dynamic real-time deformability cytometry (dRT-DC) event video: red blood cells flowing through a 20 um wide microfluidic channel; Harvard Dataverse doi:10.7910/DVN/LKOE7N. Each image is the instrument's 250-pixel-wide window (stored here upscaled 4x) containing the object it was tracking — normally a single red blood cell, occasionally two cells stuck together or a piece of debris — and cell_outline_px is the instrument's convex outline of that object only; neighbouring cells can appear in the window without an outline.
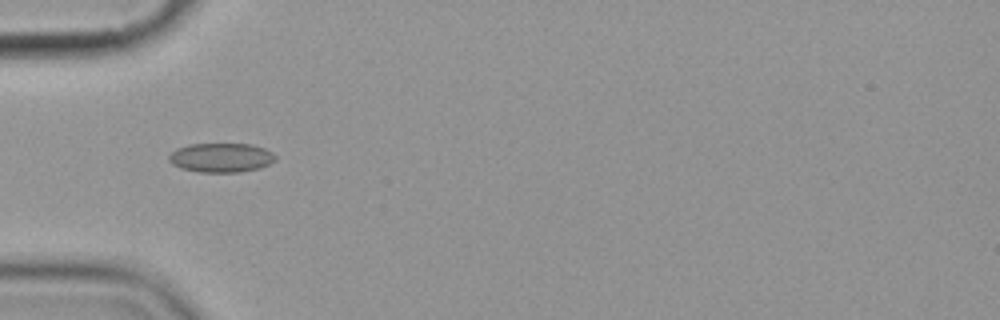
{"species": "common noctule bat (a hibernating species)", "species_latin": "Nyctalus noctula", "temperature_condition": "cold", "stored_images_in_passage": 11, "camera_frame_rate_fps": 3000, "um_per_image_px": 0.085, "animal": {"sex": "female", "body_mass_g": 19.9}, "frame": {"image": 1, "passage_image": 5, "time_ms": 5.667, "image_size_px": [1000, 320], "cell_outline_px": [[276, 160], [260, 168], [240, 172], [200, 172], [180, 168], [172, 164], [168, 160], [168, 156], [176, 148], [188, 144], [252, 144], [264, 148], [272, 152], [276, 156]], "centroid_in_image_um": [18.78, 13.4], "position_along_channel_um": 66.2, "area_um2": 18.26}}
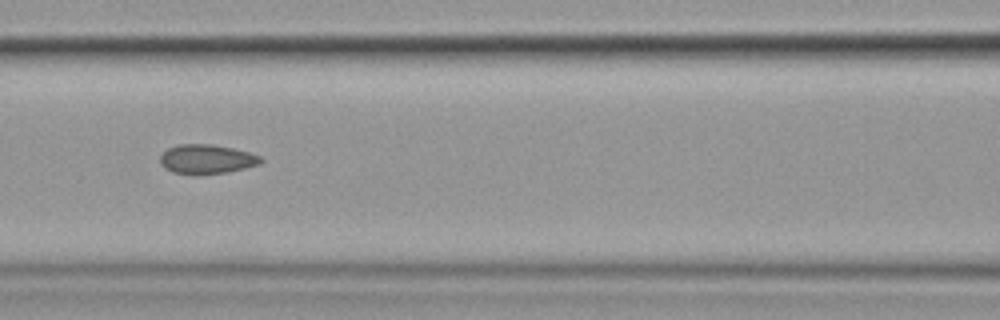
{"frame": {"image": 2, "passage_image": 7, "time_ms": 8.0, "image_size_px": [1000, 320], "cell_outline_px": [[264, 160], [260, 164], [228, 172], [196, 176], [192, 176], [172, 172], [164, 168], [160, 164], [160, 156], [168, 148], [180, 144], [212, 144], [232, 148], [248, 152], [260, 156]], "centroid_in_image_um": [17.54, 13.55], "position_along_channel_um": 149.1, "area_um2": 17.51}}
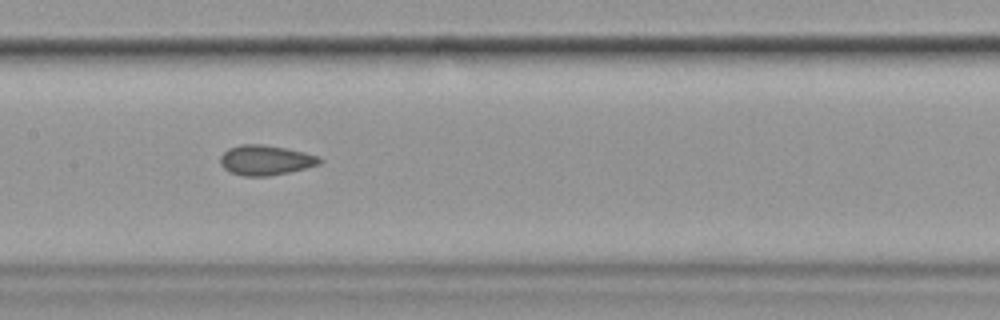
{"frame": {"image": 3, "passage_image": 8, "time_ms": 9.0, "image_size_px": [1000, 320], "cell_outline_px": [[324, 160], [320, 164], [288, 172], [268, 176], [244, 176], [228, 172], [220, 164], [220, 156], [228, 148], [240, 144], [264, 144], [304, 152], [316, 156]], "centroid_in_image_um": [22.53, 13.61], "position_along_channel_um": 184.9, "area_um2": 17.34}}